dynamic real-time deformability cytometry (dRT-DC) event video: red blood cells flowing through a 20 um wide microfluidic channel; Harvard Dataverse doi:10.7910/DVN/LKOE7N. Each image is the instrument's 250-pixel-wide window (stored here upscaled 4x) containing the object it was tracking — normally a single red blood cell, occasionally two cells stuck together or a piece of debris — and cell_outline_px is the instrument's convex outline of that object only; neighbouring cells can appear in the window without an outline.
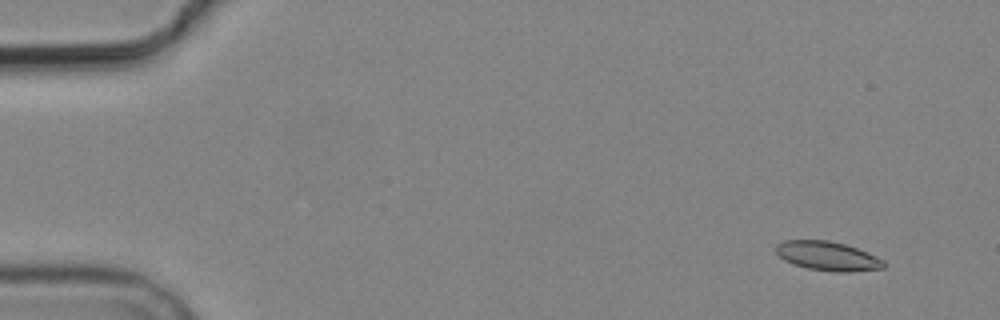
{"species": "common noctule bat (a hibernating species)", "species_latin": "Nyctalus noctula", "temperature_condition": "cold", "stored_images_in_passage": 6, "camera_frame_rate_fps": 3000, "um_per_image_px": 0.085, "animal": {"sex": "male", "body_mass_g": 19.2, "forearm_length_mm": 51.8}, "frame": {"image": 1, "passage_image": 1, "time_ms": 0.0, "image_size_px": [1000, 320], "cell_outline_px": [[888, 264], [884, 268], [848, 272], [836, 272], [808, 268], [792, 264], [784, 260], [776, 252], [776, 244], [784, 240], [828, 240], [844, 244], [856, 248], [876, 256], [884, 260]], "centroid_in_image_um": [70.36, 21.76], "position_along_channel_um": 14.6, "area_um2": 18.32}}
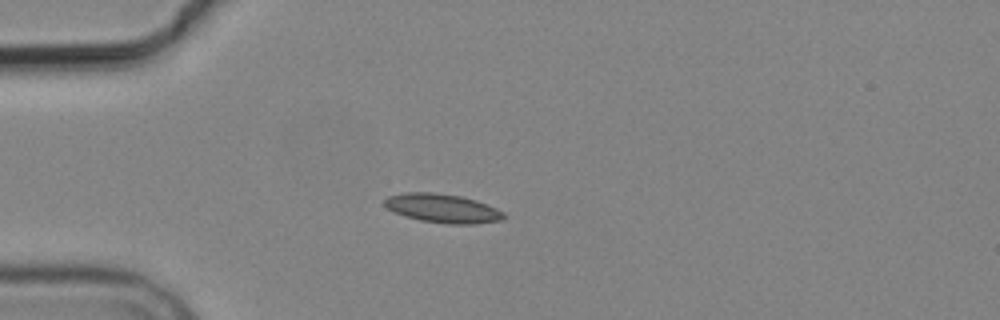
{"frame": {"image": 2, "passage_image": 4, "time_ms": 3.667, "image_size_px": [1000, 320], "cell_outline_px": [[504, 216], [500, 220], [476, 224], [448, 224], [420, 220], [404, 216], [388, 208], [384, 204], [384, 200], [388, 196], [404, 192], [432, 192], [464, 196], [476, 200], [496, 208], [504, 212]], "centroid_in_image_um": [37.61, 17.7], "position_along_channel_um": 47.4, "area_um2": 20.06}}
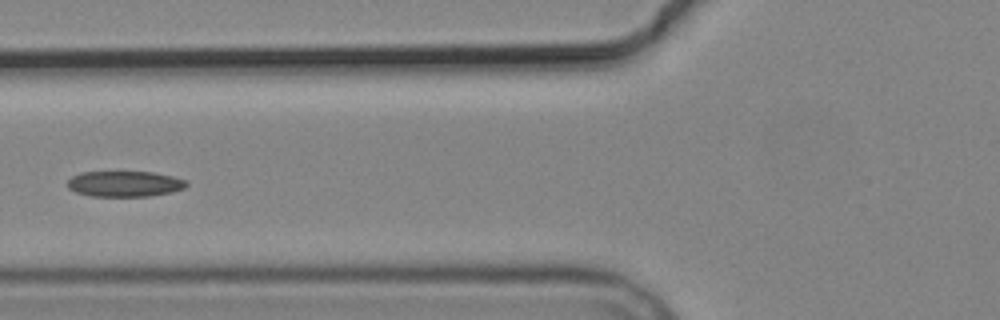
{"frame": {"image": 3, "passage_image": 6, "time_ms": 6.0, "image_size_px": [1000, 320], "cell_outline_px": [[188, 184], [184, 188], [172, 192], [148, 196], [92, 196], [76, 192], [68, 188], [68, 180], [72, 176], [80, 172], [152, 172], [172, 176], [184, 180]], "centroid_in_image_um": [10.58, 15.62], "position_along_channel_um": 115.2, "area_um2": 17.69}}